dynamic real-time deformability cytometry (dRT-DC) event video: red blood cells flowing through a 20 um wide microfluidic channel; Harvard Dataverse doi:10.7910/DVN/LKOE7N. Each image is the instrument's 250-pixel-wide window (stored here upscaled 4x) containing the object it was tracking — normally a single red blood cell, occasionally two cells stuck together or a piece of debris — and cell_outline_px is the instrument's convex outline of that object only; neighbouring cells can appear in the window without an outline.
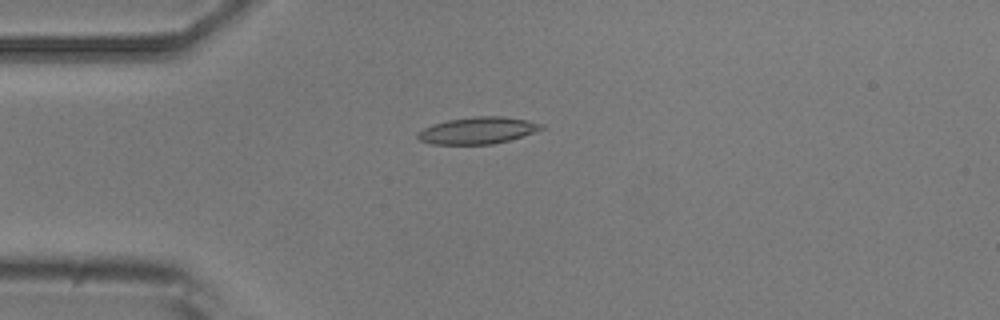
{"species": "common noctule bat (a hibernating species)", "species_latin": "Nyctalus noctula", "temperature_condition": "room temperature", "stored_images_in_passage": 6, "camera_frame_rate_fps": 3000, "um_per_image_px": 0.085, "animal": {"sex": "male", "body_mass_g": 20.5, "forearm_length_mm": 52.5}, "frame": {"image": 1, "passage_image": 4, "time_ms": 3.333, "image_size_px": [1000, 320], "cell_outline_px": [[544, 128], [508, 140], [492, 144], [432, 144], [420, 140], [416, 136], [416, 132], [432, 124], [448, 120], [476, 116], [504, 116], [544, 124]], "centroid_in_image_um": [40.55, 11.08], "position_along_channel_um": 44.4, "area_um2": 19.07}}
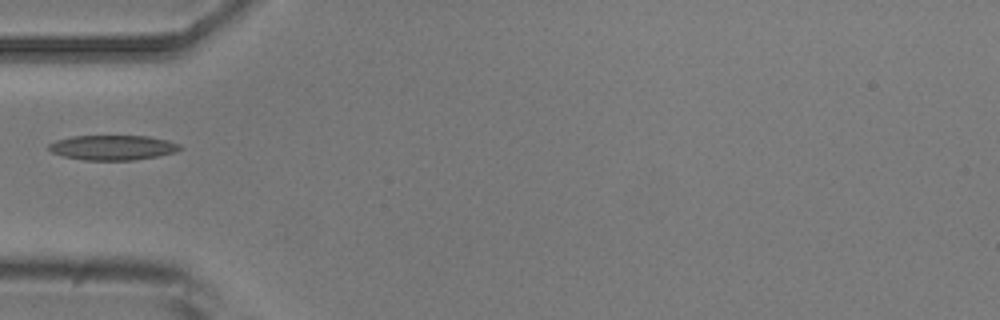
{"frame": {"image": 2, "passage_image": 5, "time_ms": 4.667, "image_size_px": [1000, 320], "cell_outline_px": [[184, 148], [176, 152], [160, 156], [132, 160], [84, 160], [64, 156], [52, 152], [48, 148], [48, 144], [56, 140], [72, 136], [148, 136], [168, 140], [180, 144]], "centroid_in_image_um": [9.63, 12.54], "position_along_channel_um": 75.4, "area_um2": 19.13}}
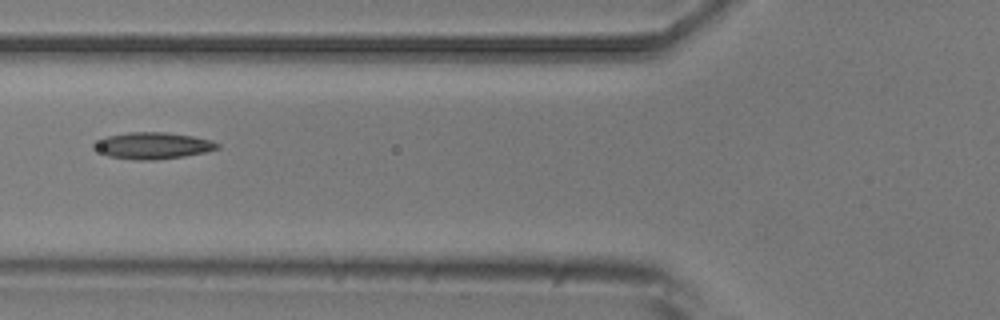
{"frame": {"image": 3, "passage_image": 6, "time_ms": 5.667, "image_size_px": [1000, 320], "cell_outline_px": [[220, 148], [208, 152], [184, 156], [156, 160], [132, 160], [108, 156], [92, 148], [92, 144], [108, 136], [128, 132], [164, 132], [192, 136], [212, 140], [220, 144]], "centroid_in_image_um": [13.01, 12.39], "position_along_channel_um": 112.8, "area_um2": 19.25}}